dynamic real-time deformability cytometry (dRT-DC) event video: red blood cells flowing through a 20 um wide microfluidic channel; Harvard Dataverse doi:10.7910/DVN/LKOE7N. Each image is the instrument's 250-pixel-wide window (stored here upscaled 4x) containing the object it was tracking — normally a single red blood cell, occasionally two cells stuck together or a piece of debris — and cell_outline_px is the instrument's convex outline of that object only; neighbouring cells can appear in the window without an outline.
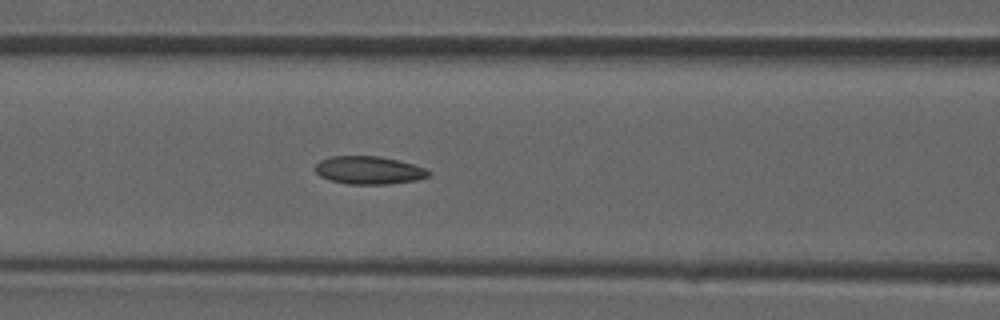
{"species": "common noctule bat (a hibernating species)", "species_latin": "Nyctalus noctula", "temperature_condition": "room temperature", "stored_images_in_passage": 35, "camera_frame_rate_fps": 3000, "um_per_image_px": 0.085, "animal": {"sex": "male", "forearm_length_mm": 52.5}, "frame": {"image": 1, "passage_image": 11, "time_ms": 3.333, "image_size_px": [1000, 320], "cell_outline_px": [[432, 172], [428, 176], [416, 180], [388, 184], [348, 184], [332, 180], [320, 176], [312, 168], [320, 160], [332, 156], [380, 156], [428, 168]], "centroid_in_image_um": [31.35, 14.46], "position_along_channel_um": 135.2, "area_um2": 18.5}}
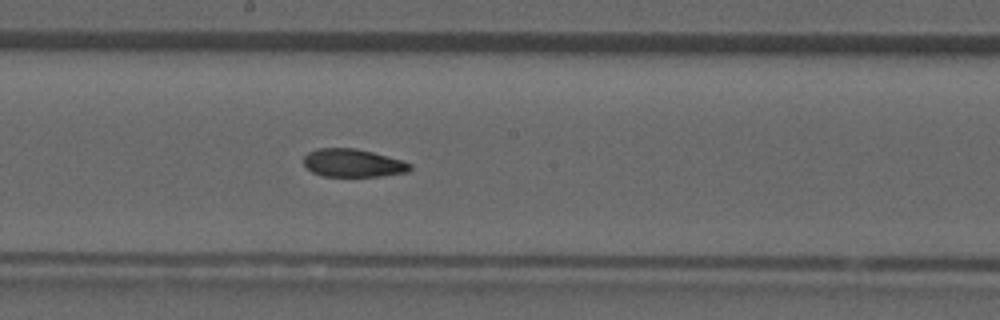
{"frame": {"image": 2, "passage_image": 16, "time_ms": 5.0, "image_size_px": [1000, 320], "cell_outline_px": [[412, 168], [408, 172], [380, 176], [324, 176], [312, 172], [304, 164], [304, 156], [308, 152], [316, 148], [356, 148], [388, 156], [412, 164]], "centroid_in_image_um": [30.0, 13.85], "position_along_channel_um": 218.2, "area_um2": 17.34}}